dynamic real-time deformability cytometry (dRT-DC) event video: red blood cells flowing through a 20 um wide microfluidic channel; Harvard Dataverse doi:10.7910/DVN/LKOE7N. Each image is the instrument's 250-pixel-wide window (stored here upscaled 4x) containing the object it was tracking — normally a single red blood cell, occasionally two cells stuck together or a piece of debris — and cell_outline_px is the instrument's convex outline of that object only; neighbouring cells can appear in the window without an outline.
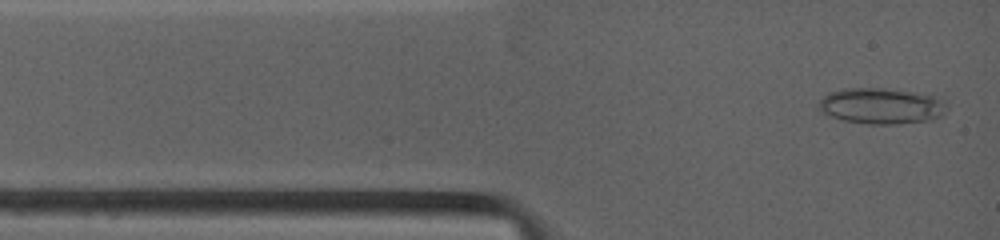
{"species": "common noctule bat (a hibernating species)", "species_latin": "Nyctalus noctula", "temperature_condition": "warm", "stored_images_in_passage": 7, "camera_frame_rate_fps": 4500, "um_per_image_px": 0.085, "animal": {"sex": "female", "body_mass_g": 19.0, "forearm_length_mm": 53.3}, "frame": {"image": 1, "passage_image": 2, "time_ms": 0.222, "image_size_px": [1000, 240], "cell_outline_px": [[948, 108], [944, 116], [932, 120], [896, 124], [868, 124], [844, 120], [828, 116], [816, 108], [816, 104], [828, 92], [844, 88], [880, 88], [932, 92], [944, 96], [948, 104]], "centroid_in_image_um": [75.04, 8.98], "position_along_channel_um": 10.0, "area_um2": 28.15}}